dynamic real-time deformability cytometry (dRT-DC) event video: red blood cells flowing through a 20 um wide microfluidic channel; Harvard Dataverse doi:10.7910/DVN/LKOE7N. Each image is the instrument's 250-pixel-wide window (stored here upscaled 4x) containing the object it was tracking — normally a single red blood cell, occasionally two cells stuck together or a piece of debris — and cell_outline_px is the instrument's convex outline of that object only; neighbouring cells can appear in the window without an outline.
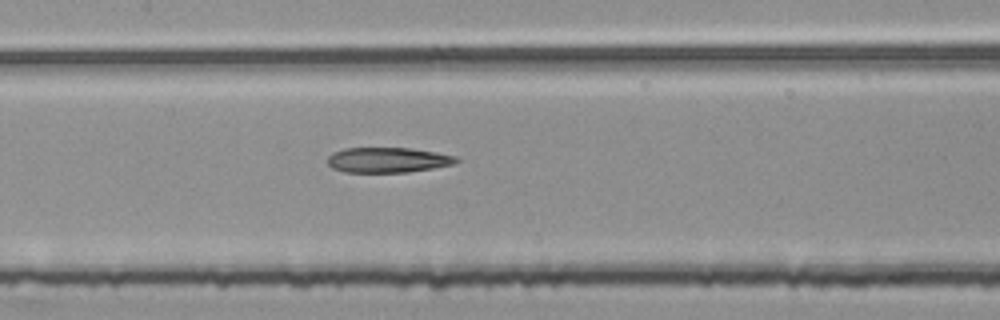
{"species": "common noctule bat (a hibernating species)", "species_latin": "Nyctalus noctula", "temperature_condition": "room temperature", "stored_images_in_passage": 50, "camera_frame_rate_fps": 3000, "um_per_image_px": 0.085, "animal": {"sex": "female", "body_mass_g": 25.1}, "frame": {"image": 1, "passage_image": 22, "time_ms": 7.0, "image_size_px": [1000, 320], "cell_outline_px": [[460, 160], [452, 164], [432, 168], [408, 172], [344, 172], [332, 168], [328, 164], [328, 156], [332, 152], [344, 148], [408, 148], [436, 152], [456, 156]], "centroid_in_image_um": [32.93, 13.59], "position_along_channel_um": 174.5, "area_um2": 18.84}}
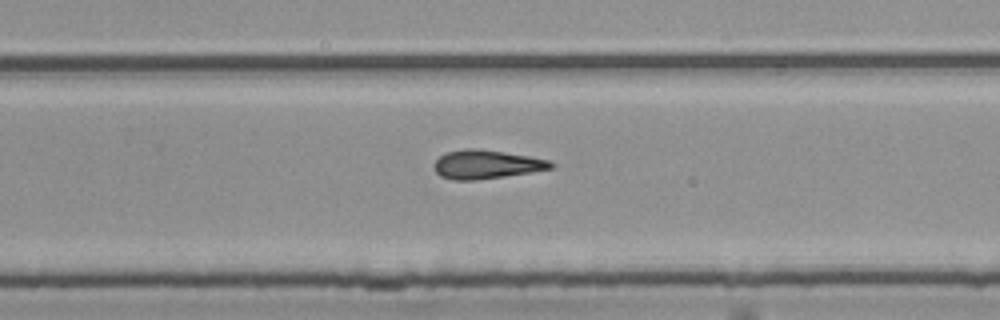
{"frame": {"image": 2, "passage_image": 31, "time_ms": 10.0, "image_size_px": [1000, 320], "cell_outline_px": [[556, 168], [532, 172], [476, 180], [452, 180], [440, 176], [436, 172], [432, 164], [444, 152], [464, 148], [480, 148], [528, 156], [548, 160], [556, 164]], "centroid_in_image_um": [41.33, 13.97], "position_along_channel_um": 288.5, "area_um2": 19.83}}
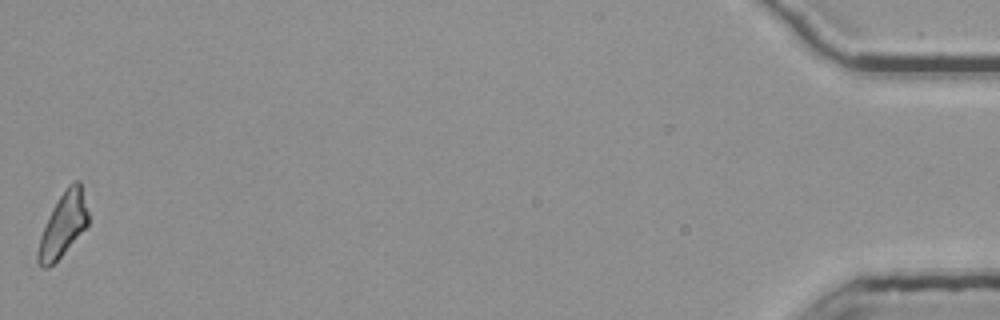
{"frame": {"image": 3, "passage_image": 50, "time_ms": 16.333, "image_size_px": [1000, 320], "cell_outline_px": [[88, 224], [60, 256], [48, 268], [40, 268], [36, 260], [36, 252], [40, 236], [48, 216], [52, 208], [68, 184], [76, 180], [80, 180], [88, 212]], "centroid_in_image_um": [5.33, 19.11], "position_along_channel_um": 429.9, "area_um2": 18.44}, "authors_computed_cell_mechanics": {"area_um2": 19.5364, "velocity_mm_per_s": 3.812, "shape_relaxation_time_tau1_ms": null, "shape_relaxation_time_tau2_ms": 6.4983, "deformation_change_tau1": null, "deformation_change_tau2": 0.2046}}